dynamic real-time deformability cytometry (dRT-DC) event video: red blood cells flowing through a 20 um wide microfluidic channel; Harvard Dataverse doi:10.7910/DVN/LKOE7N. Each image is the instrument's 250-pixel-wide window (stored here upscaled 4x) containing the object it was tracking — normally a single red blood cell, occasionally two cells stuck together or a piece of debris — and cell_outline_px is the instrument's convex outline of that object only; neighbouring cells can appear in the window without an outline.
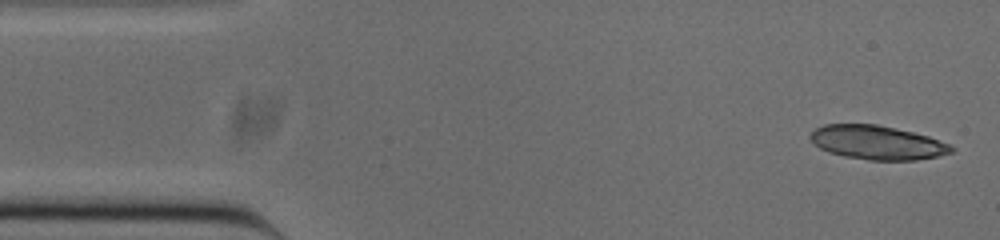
{"species": "common noctule bat (a hibernating species)", "species_latin": "Nyctalus noctula", "temperature_condition": "cold", "stored_images_in_passage": 50, "segment_of_instrument_passage": [1, 2], "camera_frame_rate_fps": 3000, "um_per_image_px": 0.085, "animal": {"sex": "male", "body_mass_g": 20.0, "forearm_length_mm": 53.3}, "frame": {"image": 1, "passage_image": 1, "time_ms": 0.0, "image_size_px": [1000, 240], "cell_outline_px": [[956, 148], [952, 152], [936, 156], [916, 160], [868, 160], [844, 156], [828, 152], [820, 148], [808, 136], [816, 128], [824, 124], [876, 124], [912, 132], [928, 136], [948, 144]], "centroid_in_image_um": [74.55, 12.12], "position_along_channel_um": 10.5, "area_um2": 27.69}}